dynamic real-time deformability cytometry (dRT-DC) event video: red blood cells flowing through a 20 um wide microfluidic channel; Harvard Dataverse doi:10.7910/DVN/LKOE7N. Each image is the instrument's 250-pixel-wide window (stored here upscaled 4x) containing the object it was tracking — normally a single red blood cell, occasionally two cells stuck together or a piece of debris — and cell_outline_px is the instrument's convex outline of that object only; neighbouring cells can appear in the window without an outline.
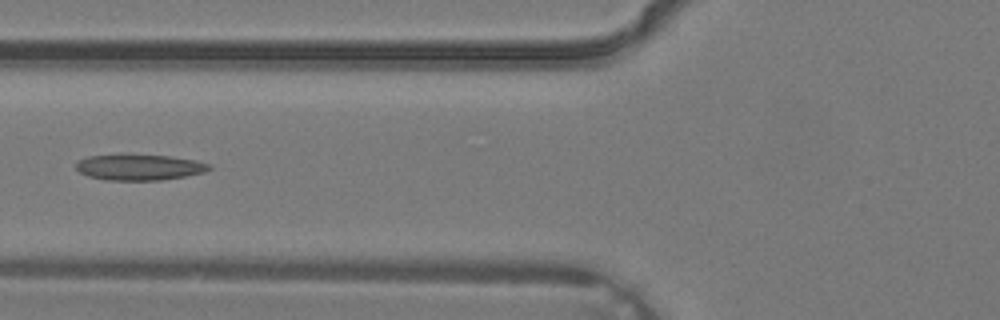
{"species": "common noctule bat (a hibernating species)", "species_latin": "Nyctalus noctula", "temperature_condition": "warm", "stored_images_in_passage": 5, "camera_frame_rate_fps": 3000, "um_per_image_px": 0.085, "animal": {"sex": "male", "body_mass_g": 19.2, "forearm_length_mm": 51.8}, "frame": {"image": 1, "passage_image": 5, "time_ms": 1.333, "image_size_px": [1000, 320], "cell_outline_px": [[212, 168], [204, 172], [184, 176], [160, 180], [104, 180], [88, 176], [80, 172], [76, 168], [76, 160], [88, 156], [168, 156], [196, 160], [212, 164]], "centroid_in_image_um": [11.85, 14.23], "position_along_channel_um": 113.9, "area_um2": 19.65}}